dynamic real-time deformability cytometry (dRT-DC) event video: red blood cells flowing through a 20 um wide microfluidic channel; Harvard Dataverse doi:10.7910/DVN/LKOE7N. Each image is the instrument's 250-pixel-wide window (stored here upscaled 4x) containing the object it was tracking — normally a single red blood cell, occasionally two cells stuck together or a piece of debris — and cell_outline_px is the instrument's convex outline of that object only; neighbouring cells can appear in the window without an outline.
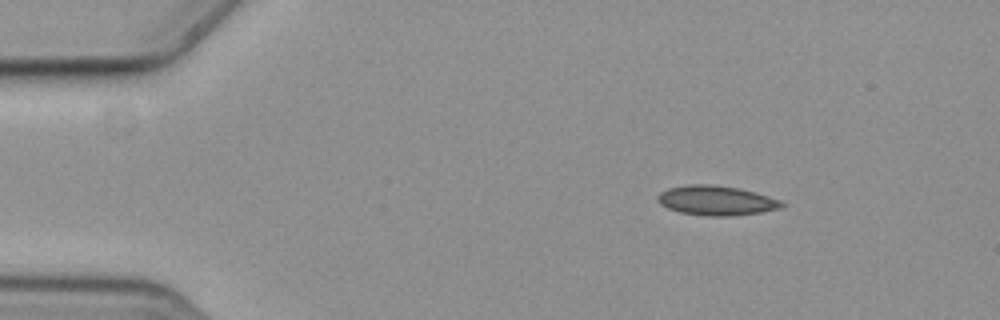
{"species": "common noctule bat (a hibernating species)", "species_latin": "Nyctalus noctula", "temperature_condition": "cold", "stored_images_in_passage": 50, "camera_frame_rate_fps": 3000, "um_per_image_px": 0.085, "animal": {"sex": "female", "body_mass_g": 19.3, "forearm_length_mm": 54.1}, "frame": {"image": 1, "passage_image": 1, "time_ms": 0.0, "image_size_px": [1000, 320], "cell_outline_px": [[788, 204], [780, 208], [760, 212], [732, 216], [708, 216], [680, 212], [668, 208], [660, 204], [656, 196], [660, 192], [668, 188], [688, 184], [708, 184], [740, 188], [756, 192], [780, 200]], "centroid_in_image_um": [60.89, 17.04], "position_along_channel_um": 24.1, "area_um2": 21.5}}
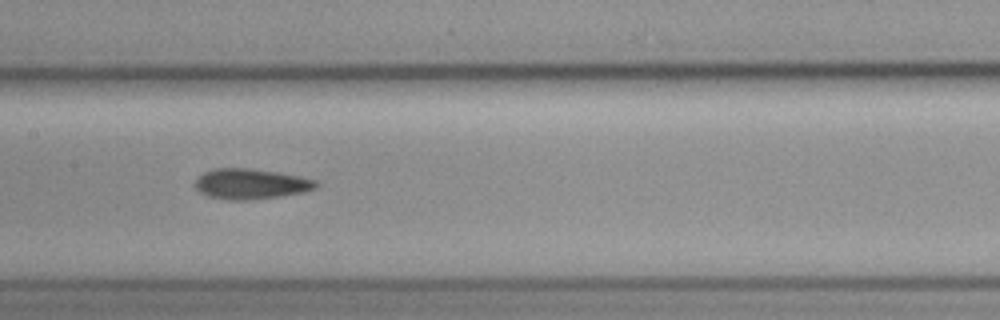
{"frame": {"image": 2, "passage_image": 21, "time_ms": 6.667, "image_size_px": [1000, 320], "cell_outline_px": [[320, 184], [316, 188], [304, 192], [280, 196], [248, 200], [224, 200], [208, 196], [200, 192], [196, 188], [196, 180], [204, 172], [216, 168], [248, 168], [276, 172], [300, 176], [316, 180]], "centroid_in_image_um": [21.34, 15.64], "position_along_channel_um": 186.1, "area_um2": 21.39}}
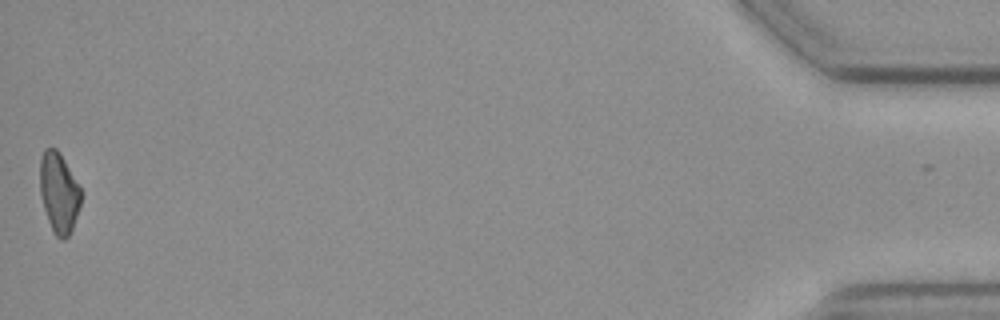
{"frame": {"image": 3, "passage_image": 50, "time_ms": 16.333, "image_size_px": [1000, 320], "cell_outline_px": [[80, 204], [72, 228], [68, 236], [64, 240], [60, 240], [52, 232], [44, 208], [40, 192], [40, 156], [44, 148], [56, 148], [60, 152], [80, 188]], "centroid_in_image_um": [4.98, 16.37], "position_along_channel_um": 430.2, "area_um2": 19.02}, "authors_computed_cell_mechanics": {"area_um2": 20.6346, "velocity_mm_per_s": 3.5917, "shape_relaxation_time_tau1_ms": null, "shape_relaxation_time_tau2_ms": 5.5183, "deformation_change_tau1": null, "deformation_change_tau2": 0.1221}}